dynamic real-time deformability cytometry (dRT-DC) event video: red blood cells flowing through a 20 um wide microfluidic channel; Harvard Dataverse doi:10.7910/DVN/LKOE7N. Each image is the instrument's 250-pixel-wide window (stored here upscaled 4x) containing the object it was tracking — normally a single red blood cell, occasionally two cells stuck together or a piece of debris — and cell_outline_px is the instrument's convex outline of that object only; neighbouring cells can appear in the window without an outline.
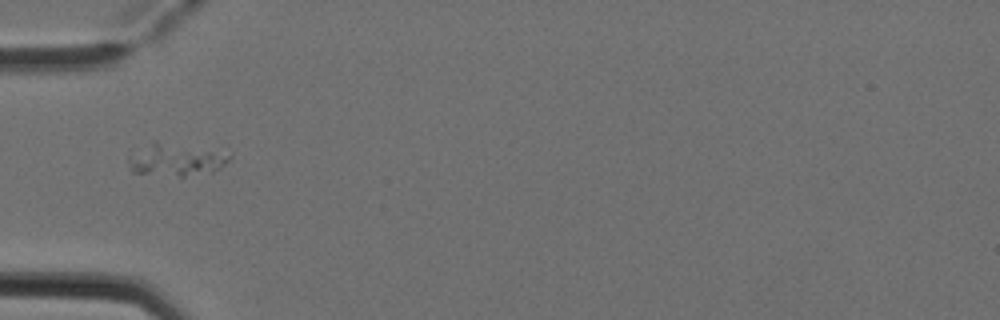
{"species": "Egyptian fruit bat (a non-hibernating species)", "species_latin": "Rousettus aegyptiacus", "temperature_condition": "cold", "stored_images_in_passage": 4, "camera_frame_rate_fps": 3000, "um_per_image_px": 0.085, "animal": {"sex": "female"}, "frame": {"image": 1, "passage_image": 3, "time_ms": 0.667, "image_size_px": [1000, 320], "cell_outline_px": [[232, 156], [220, 168], [212, 172], [184, 176], [180, 176], [132, 172], [128, 160], [152, 140], [156, 140], [232, 152]], "centroid_in_image_um": [15.06, 13.55], "position_along_channel_um": 69.9, "area_um2": 19.07}}